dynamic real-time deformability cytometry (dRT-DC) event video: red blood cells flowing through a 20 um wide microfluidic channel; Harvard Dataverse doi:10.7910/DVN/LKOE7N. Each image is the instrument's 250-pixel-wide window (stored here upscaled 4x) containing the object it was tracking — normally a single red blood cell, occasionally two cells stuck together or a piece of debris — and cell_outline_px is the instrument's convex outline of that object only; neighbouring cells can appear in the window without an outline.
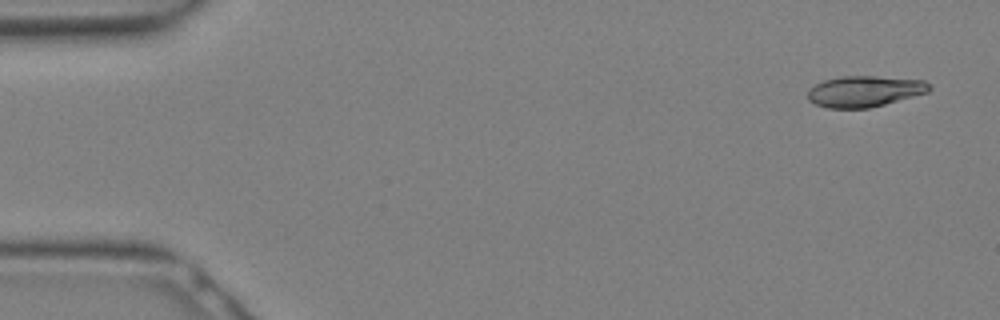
{"species": "Egyptian fruit bat (a non-hibernating species)", "species_latin": "Rousettus aegyptiacus", "temperature_condition": "warm", "stored_images_in_passage": 13, "camera_frame_rate_fps": 3000, "um_per_image_px": 0.085, "animal": {"sex": "female"}, "frame": {"image": 1, "passage_image": 2, "time_ms": 0.333, "image_size_px": [1000, 320], "cell_outline_px": [[932, 88], [928, 92], [884, 104], [868, 108], [828, 108], [816, 104], [808, 100], [808, 88], [824, 80], [840, 76], [872, 76], [924, 80], [932, 84]], "centroid_in_image_um": [73.49, 7.75], "position_along_channel_um": 11.5, "area_um2": 21.96}}
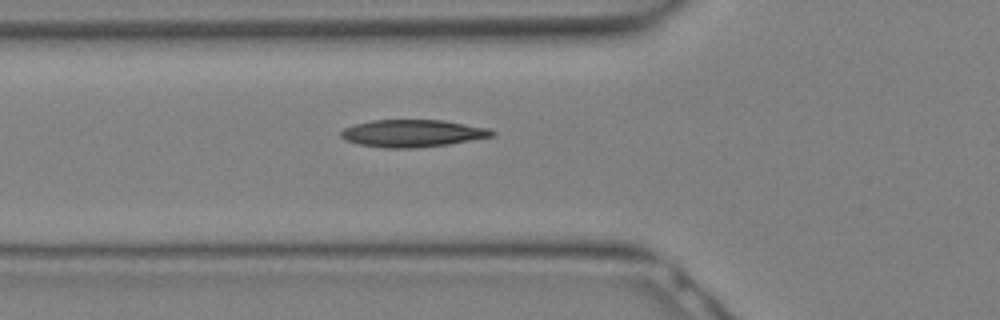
{"frame": {"image": 2, "passage_image": 11, "time_ms": 3.333, "image_size_px": [1000, 320], "cell_outline_px": [[496, 136], [448, 144], [416, 148], [384, 148], [360, 144], [344, 140], [340, 136], [340, 132], [344, 128], [352, 124], [372, 120], [444, 120], [488, 128], [496, 132]], "centroid_in_image_um": [35.06, 11.33], "position_along_channel_um": 90.7, "area_um2": 24.22}}
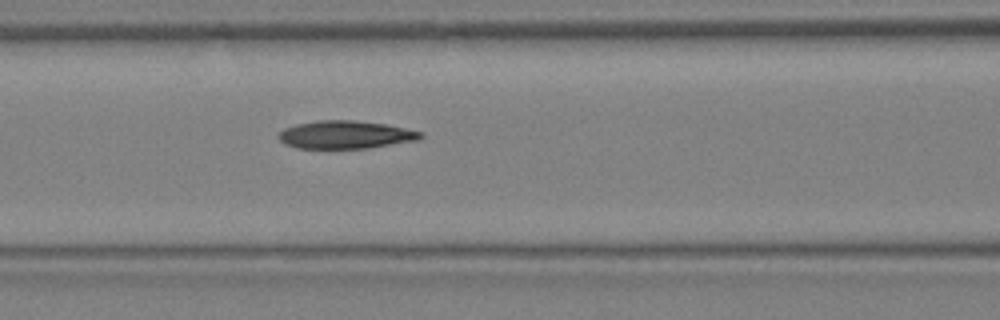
{"frame": {"image": 3, "passage_image": 13, "time_ms": 4.0, "image_size_px": [1000, 320], "cell_outline_px": [[424, 136], [420, 140], [368, 148], [296, 148], [284, 144], [280, 140], [280, 132], [284, 128], [296, 124], [316, 120], [352, 120], [388, 124], [424, 132]], "centroid_in_image_um": [29.42, 11.44], "position_along_channel_um": 137.2, "area_um2": 23.29}}